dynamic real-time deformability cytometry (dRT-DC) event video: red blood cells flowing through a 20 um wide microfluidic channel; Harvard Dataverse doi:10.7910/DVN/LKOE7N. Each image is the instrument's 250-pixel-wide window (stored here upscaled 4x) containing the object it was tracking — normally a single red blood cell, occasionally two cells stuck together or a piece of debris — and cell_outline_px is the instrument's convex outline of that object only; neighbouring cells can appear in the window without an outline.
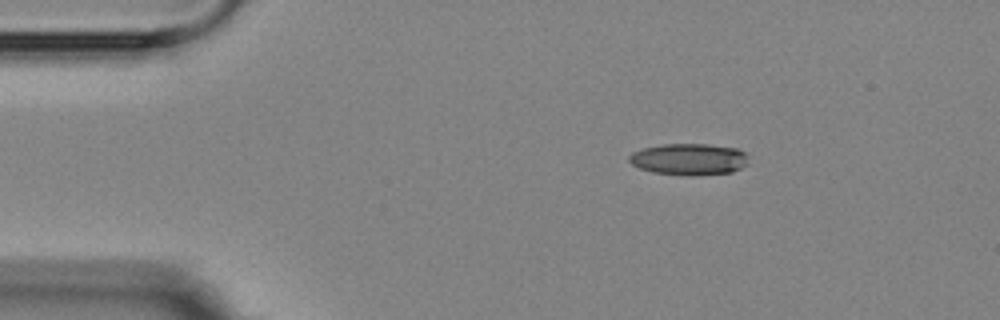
{"species": "Egyptian fruit bat (a non-hibernating species)", "species_latin": "Rousettus aegyptiacus", "temperature_condition": "room temperature", "stored_images_in_passage": 3, "camera_frame_rate_fps": 3000, "um_per_image_px": 0.085, "animal": {"sex": "female"}, "frame": {"image": 1, "passage_image": 1, "time_ms": 0.0, "image_size_px": [1000, 320], "cell_outline_px": [[748, 164], [732, 172], [696, 176], [692, 176], [652, 172], [640, 168], [632, 164], [628, 160], [628, 156], [632, 152], [644, 148], [664, 144], [708, 144], [736, 148], [744, 152], [748, 156]], "centroid_in_image_um": [58.58, 13.54], "position_along_channel_um": 26.4, "area_um2": 22.08}}
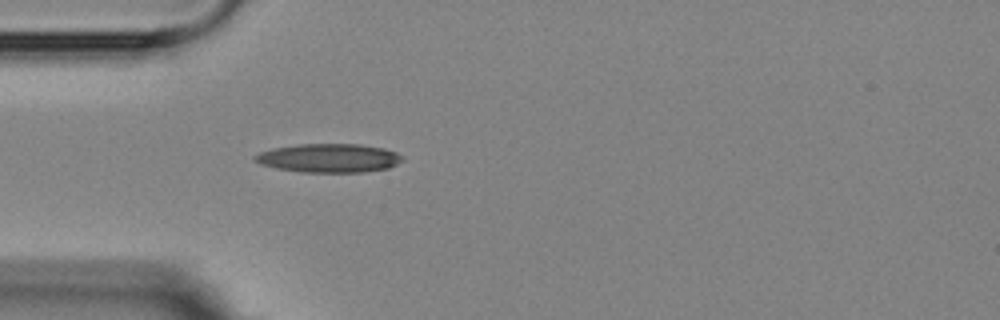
{"frame": {"image": 2, "passage_image": 3, "time_ms": 2.333, "image_size_px": [1000, 320], "cell_outline_px": [[404, 160], [388, 168], [364, 172], [304, 172], [276, 168], [260, 164], [252, 160], [252, 156], [260, 152], [272, 148], [296, 144], [360, 144], [384, 148], [396, 152], [404, 156]], "centroid_in_image_um": [27.95, 13.43], "position_along_channel_um": 57.1, "area_um2": 24.91}}